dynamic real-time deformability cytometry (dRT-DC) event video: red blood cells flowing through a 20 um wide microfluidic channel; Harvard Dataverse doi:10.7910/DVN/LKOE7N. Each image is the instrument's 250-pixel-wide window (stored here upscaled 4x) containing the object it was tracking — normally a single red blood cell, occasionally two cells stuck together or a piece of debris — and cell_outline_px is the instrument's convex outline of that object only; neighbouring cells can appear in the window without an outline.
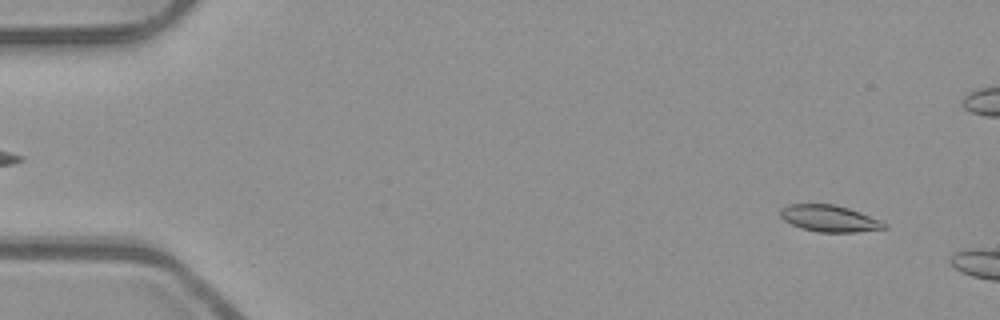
{"species": "common noctule bat (a hibernating species)", "species_latin": "Nyctalus noctula", "temperature_condition": "room temperature", "stored_images_in_passage": 8, "camera_frame_rate_fps": 3000, "um_per_image_px": 0.085, "animal": {"sex": "male", "body_mass_g": 23.1, "forearm_length_mm": 52.7}, "frame": {"image": 1, "passage_image": 4, "time_ms": 1.0, "image_size_px": [1000, 320], "cell_outline_px": [[888, 228], [856, 232], [816, 232], [800, 228], [784, 220], [780, 216], [780, 208], [788, 204], [832, 204], [848, 208], [860, 212], [880, 220], [888, 224]], "centroid_in_image_um": [70.49, 18.57], "position_along_channel_um": 14.5, "area_um2": 16.18}}